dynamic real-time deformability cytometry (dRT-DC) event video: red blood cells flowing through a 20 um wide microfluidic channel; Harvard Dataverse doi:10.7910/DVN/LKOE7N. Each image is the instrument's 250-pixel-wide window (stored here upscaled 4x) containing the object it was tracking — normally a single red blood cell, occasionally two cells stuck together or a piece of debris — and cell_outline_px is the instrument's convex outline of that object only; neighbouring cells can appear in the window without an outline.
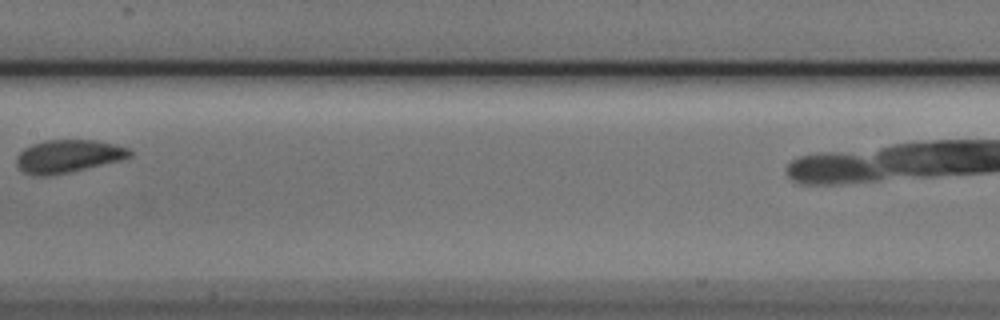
{"species": "Egyptian fruit bat (a non-hibernating species)", "species_latin": "Rousettus aegyptiacus", "temperature_condition": "cold", "stored_images_in_passage": 8, "camera_frame_rate_fps": 3000, "um_per_image_px": 0.085, "animal": {"sex": "male"}, "frame": {"image": 1, "passage_image": 7, "time_ms": 2.0, "image_size_px": [1000, 320], "cell_outline_px": [[132, 156], [120, 160], [72, 172], [52, 176], [32, 176], [24, 172], [16, 164], [16, 156], [24, 148], [32, 144], [44, 140], [92, 140], [112, 144], [128, 148], [132, 152]], "centroid_in_image_um": [5.75, 13.29], "position_along_channel_um": 201.7, "area_um2": 21.79}}
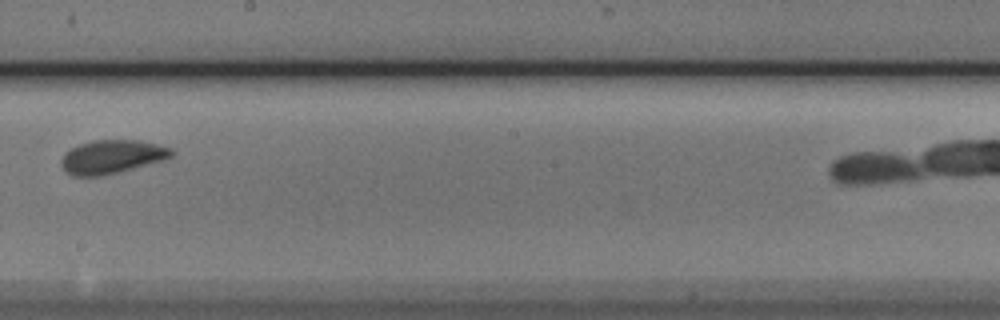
{"frame": {"image": 2, "passage_image": 8, "time_ms": 2.333, "image_size_px": [1000, 320], "cell_outline_px": [[176, 152], [168, 160], [104, 176], [72, 176], [60, 164], [60, 160], [64, 152], [80, 144], [92, 140], [140, 140], [172, 148]], "centroid_in_image_um": [9.56, 13.33], "position_along_channel_um": 238.6, "area_um2": 22.02}}